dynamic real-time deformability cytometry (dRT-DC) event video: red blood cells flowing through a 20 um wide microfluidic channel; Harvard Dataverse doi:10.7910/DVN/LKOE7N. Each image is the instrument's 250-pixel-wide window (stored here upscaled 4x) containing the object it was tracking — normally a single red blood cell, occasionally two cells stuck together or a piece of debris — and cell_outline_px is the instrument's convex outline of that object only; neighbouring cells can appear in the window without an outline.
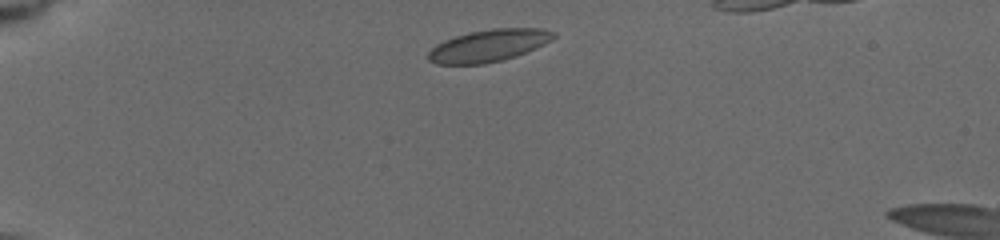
{"species": "common noctule bat (a hibernating species)", "species_latin": "Nyctalus noctula", "temperature_condition": "cold", "stored_images_in_passage": 5, "camera_frame_rate_fps": 3000, "um_per_image_px": 0.085, "animal": {"sex": "female", "body_mass_g": 19.5, "forearm_length_mm": 54.1}, "frame": {"image": 1, "passage_image": 1, "time_ms": 0.0, "image_size_px": [1000, 240], "cell_outline_px": [[556, 36], [552, 40], [544, 44], [516, 56], [484, 64], [436, 64], [428, 60], [428, 52], [436, 44], [444, 40], [468, 32], [492, 28], [544, 28], [556, 32]], "centroid_in_image_um": [41.54, 3.86], "position_along_channel_um": 43.5, "area_um2": 23.52}}
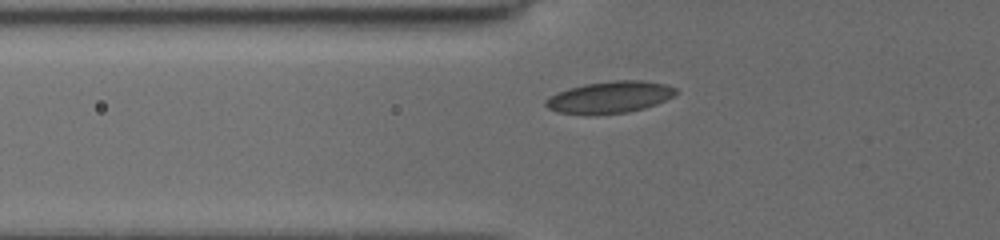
{"frame": {"image": 2, "passage_image": 4, "time_ms": 2.0, "image_size_px": [1000, 240], "cell_outline_px": [[680, 92], [656, 104], [644, 108], [628, 112], [556, 112], [548, 108], [544, 104], [544, 100], [556, 92], [568, 88], [584, 84], [612, 80], [644, 80], [664, 84], [676, 88]], "centroid_in_image_um": [51.85, 8.21], "position_along_channel_um": 73.9, "area_um2": 23.52}}